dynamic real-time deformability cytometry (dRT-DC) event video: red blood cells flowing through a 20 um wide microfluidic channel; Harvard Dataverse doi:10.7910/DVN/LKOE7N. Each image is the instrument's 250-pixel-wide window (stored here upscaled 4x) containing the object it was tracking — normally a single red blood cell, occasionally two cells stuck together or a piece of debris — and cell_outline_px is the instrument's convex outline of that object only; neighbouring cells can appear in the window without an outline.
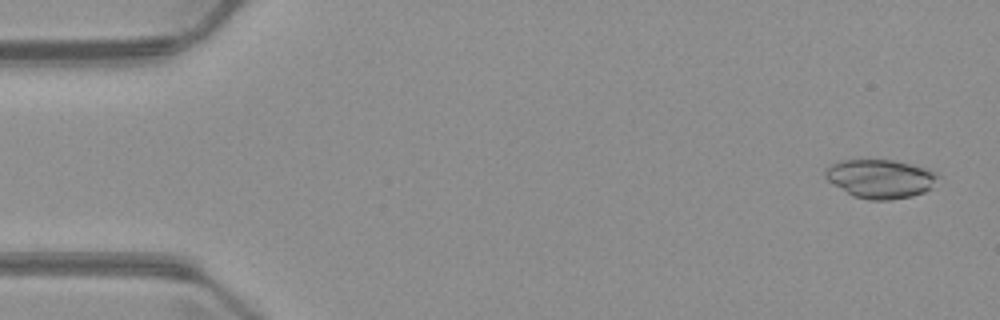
{"species": "common noctule bat (a hibernating species)", "species_latin": "Nyctalus noctula", "temperature_condition": "warm", "stored_images_in_passage": 4, "camera_frame_rate_fps": 3000, "um_per_image_px": 0.085, "animal": {"sex": "male", "body_mass_g": 23.1, "forearm_length_mm": 52.7}, "frame": {"image": 1, "passage_image": 1, "time_ms": 0.0, "image_size_px": [1000, 320], "cell_outline_px": [[940, 176], [932, 188], [924, 192], [912, 196], [892, 200], [868, 200], [852, 196], [828, 180], [824, 176], [824, 172], [836, 160], [896, 160], [928, 168], [936, 172]], "centroid_in_image_um": [74.87, 15.19], "position_along_channel_um": 10.1, "area_um2": 25.72}}
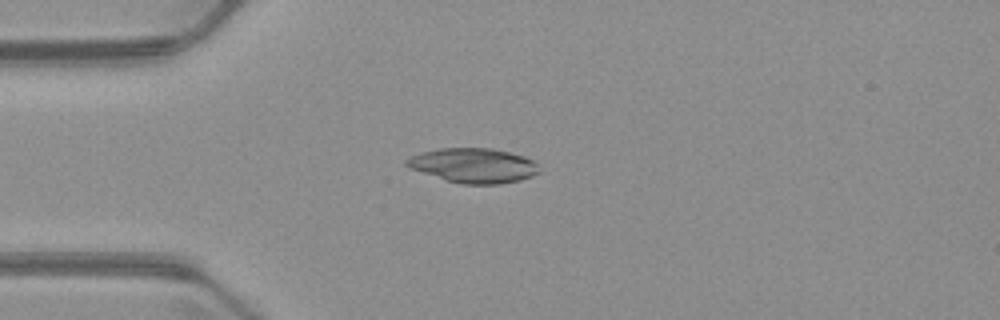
{"frame": {"image": 2, "passage_image": 4, "time_ms": 3.667, "image_size_px": [1000, 320], "cell_outline_px": [[540, 172], [532, 176], [520, 180], [500, 184], [460, 184], [408, 168], [404, 164], [404, 160], [408, 156], [420, 152], [440, 148], [492, 148], [524, 156], [532, 160], [536, 164]], "centroid_in_image_um": [40.2, 14.06], "position_along_channel_um": 44.8, "area_um2": 26.88}}